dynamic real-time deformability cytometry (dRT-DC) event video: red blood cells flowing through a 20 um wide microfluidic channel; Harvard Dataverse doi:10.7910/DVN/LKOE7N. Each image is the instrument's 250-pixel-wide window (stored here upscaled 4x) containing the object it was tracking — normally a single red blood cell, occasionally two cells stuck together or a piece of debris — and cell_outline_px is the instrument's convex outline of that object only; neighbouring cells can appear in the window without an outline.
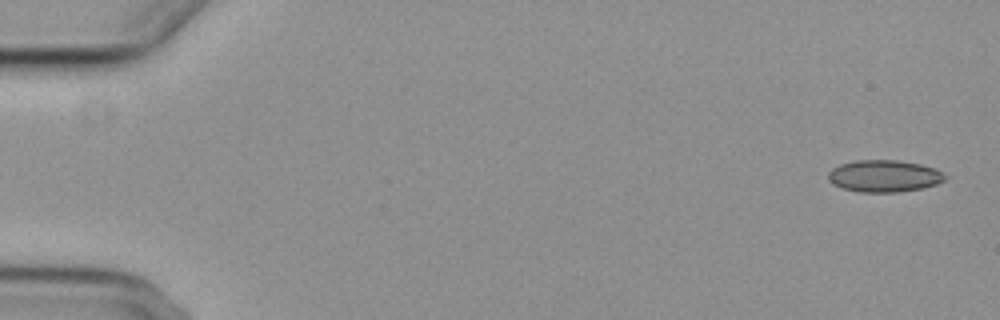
{"species": "common noctule bat (a hibernating species)", "species_latin": "Nyctalus noctula", "temperature_condition": "cold", "stored_images_in_passage": 55, "camera_frame_rate_fps": 3000, "um_per_image_px": 0.085, "animal": {"sex": "female", "body_mass_g": 29.2, "forearm_length_mm": 56.3}, "frame": {"image": 1, "passage_image": 1, "time_ms": 0.0, "image_size_px": [1000, 320], "cell_outline_px": [[948, 176], [944, 180], [936, 184], [924, 188], [896, 192], [860, 192], [844, 188], [832, 184], [828, 180], [828, 172], [832, 168], [840, 164], [856, 160], [896, 160], [920, 164], [936, 168]], "centroid_in_image_um": [75.16, 14.96], "position_along_channel_um": 9.8, "area_um2": 21.85}}
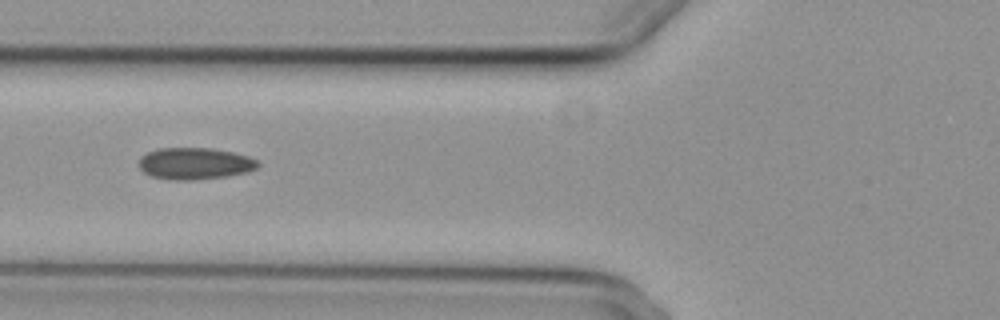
{"frame": {"image": 2, "passage_image": 21, "time_ms": 6.667, "image_size_px": [1000, 320], "cell_outline_px": [[260, 164], [256, 168], [248, 172], [224, 176], [192, 180], [176, 180], [152, 176], [144, 172], [136, 164], [140, 156], [156, 148], [212, 148], [232, 152], [248, 156], [256, 160]], "centroid_in_image_um": [16.52, 13.89], "position_along_channel_um": 109.3, "area_um2": 22.02}}
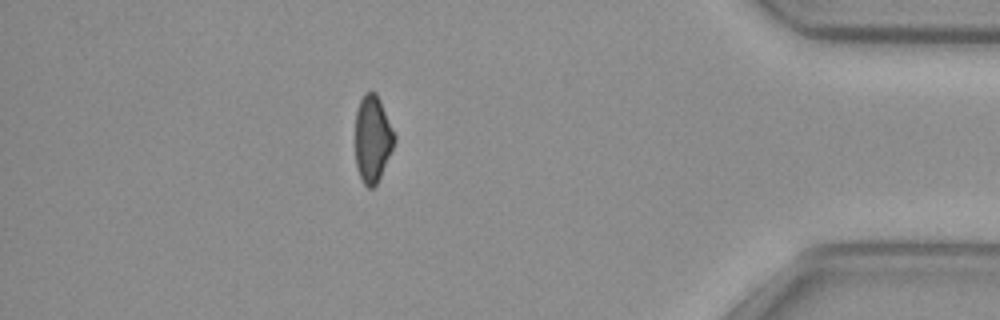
{"frame": {"image": 3, "passage_image": 48, "time_ms": 15.667, "image_size_px": [1000, 320], "cell_outline_px": [[396, 140], [380, 176], [376, 184], [372, 188], [368, 188], [364, 184], [360, 176], [356, 164], [356, 112], [360, 100], [364, 92], [376, 92], [380, 100], [396, 136]], "centroid_in_image_um": [31.67, 11.78], "position_along_channel_um": 403.5, "area_um2": 19.54}, "authors_computed_cell_mechanics": {"area_um2": 21.5594, "velocity_mm_per_s": 3.7307, "shape_relaxation_time_tau1_ms": 9.7543, "shape_relaxation_time_tau2_ms": 3.3815, "deformation_change_tau1": 0.1446, "deformation_change_tau2": 0.0926}}